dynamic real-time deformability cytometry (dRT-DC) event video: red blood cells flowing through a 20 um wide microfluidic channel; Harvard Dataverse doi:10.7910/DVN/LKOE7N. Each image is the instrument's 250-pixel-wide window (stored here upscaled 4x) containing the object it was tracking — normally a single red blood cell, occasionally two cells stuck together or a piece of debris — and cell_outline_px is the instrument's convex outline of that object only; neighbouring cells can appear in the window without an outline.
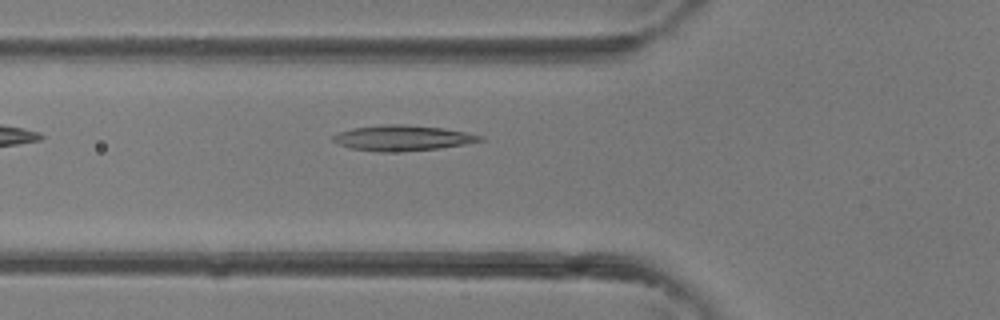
{"species": "common noctule bat (a hibernating species)", "species_latin": "Nyctalus noctula", "temperature_condition": "room temperature", "stored_images_in_passage": 3, "camera_frame_rate_fps": 3000, "um_per_image_px": 0.085, "animal": {"sex": "female"}, "frame": {"image": 1, "passage_image": 3, "time_ms": 0.667, "image_size_px": [1000, 320], "cell_outline_px": [[484, 140], [464, 144], [440, 148], [404, 152], [380, 152], [348, 148], [332, 140], [332, 136], [340, 132], [352, 128], [384, 124], [404, 124], [444, 128], [484, 136]], "centroid_in_image_um": [34.21, 11.73], "position_along_channel_um": 91.6, "area_um2": 21.91}}